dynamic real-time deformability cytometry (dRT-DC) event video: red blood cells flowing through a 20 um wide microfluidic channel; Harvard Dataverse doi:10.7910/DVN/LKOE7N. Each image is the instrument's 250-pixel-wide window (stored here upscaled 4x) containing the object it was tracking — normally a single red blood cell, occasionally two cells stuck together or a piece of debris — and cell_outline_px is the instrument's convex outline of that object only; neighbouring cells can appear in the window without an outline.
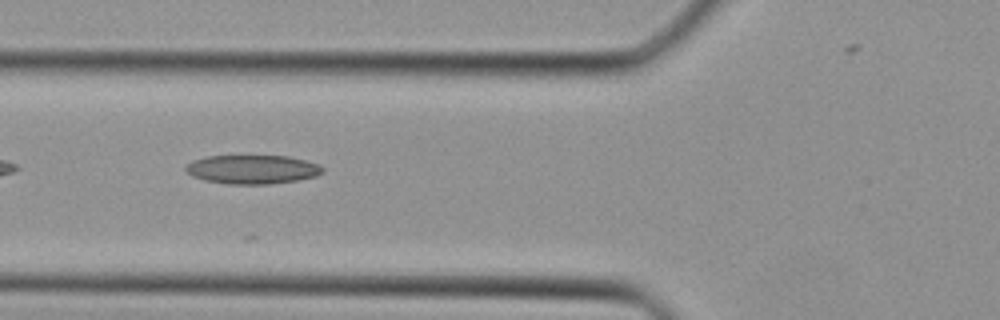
{"species": "Egyptian fruit bat (a non-hibernating species)", "species_latin": "Rousettus aegyptiacus", "temperature_condition": "cold", "stored_images_in_passage": 8, "camera_frame_rate_fps": 3000, "um_per_image_px": 0.085, "animal": {"sex": "female"}, "frame": {"image": 1, "passage_image": 3, "time_ms": 0.667, "image_size_px": [1000, 320], "cell_outline_px": [[324, 172], [316, 176], [296, 180], [268, 184], [228, 184], [204, 180], [192, 176], [184, 168], [192, 160], [208, 156], [288, 156], [320, 164], [324, 168]], "centroid_in_image_um": [21.46, 14.4], "position_along_channel_um": 104.3, "area_um2": 23.0}}
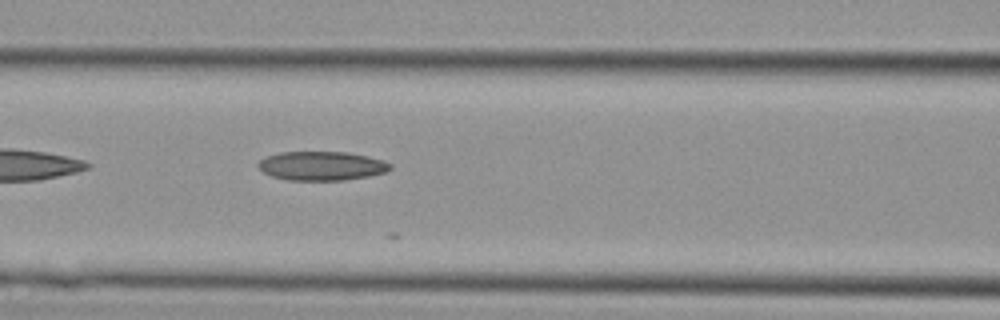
{"frame": {"image": 2, "passage_image": 5, "time_ms": 1.333, "image_size_px": [1000, 320], "cell_outline_px": [[392, 168], [388, 172], [368, 176], [344, 180], [288, 180], [272, 176], [264, 172], [256, 164], [260, 160], [268, 156], [280, 152], [344, 152], [368, 156], [384, 160], [392, 164]], "centroid_in_image_um": [27.38, 14.1], "position_along_channel_um": 139.2, "area_um2": 22.31}}